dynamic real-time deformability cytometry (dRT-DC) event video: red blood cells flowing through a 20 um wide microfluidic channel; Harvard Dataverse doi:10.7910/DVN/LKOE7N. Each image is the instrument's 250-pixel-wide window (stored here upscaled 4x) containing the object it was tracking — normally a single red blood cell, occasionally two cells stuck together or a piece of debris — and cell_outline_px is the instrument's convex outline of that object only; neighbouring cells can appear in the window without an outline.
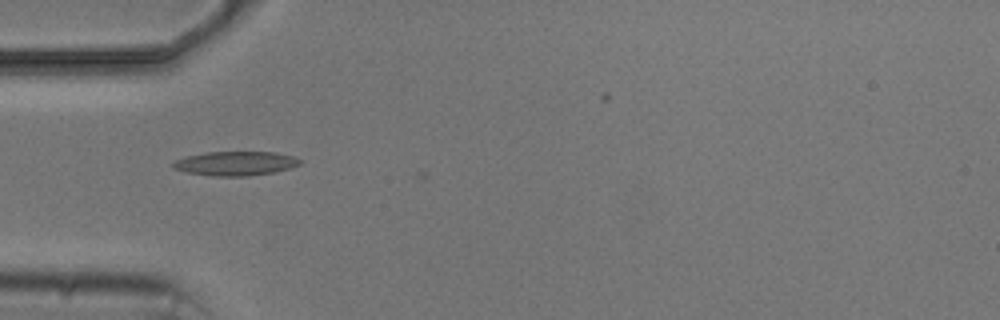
{"species": "common noctule bat (a hibernating species)", "species_latin": "Nyctalus noctula", "temperature_condition": "cold", "stored_images_in_passage": 5, "camera_frame_rate_fps": 3000, "um_per_image_px": 0.085, "animal": {"sex": "male", "body_mass_g": 20.5, "forearm_length_mm": 52.5}, "frame": {"image": 1, "passage_image": 4, "time_ms": 3.333, "image_size_px": [1000, 320], "cell_outline_px": [[304, 160], [300, 164], [276, 172], [248, 176], [212, 176], [188, 172], [172, 168], [172, 160], [188, 156], [208, 152], [276, 152], [292, 156]], "centroid_in_image_um": [20.02, 13.89], "position_along_channel_um": 65.0, "area_um2": 17.92}}
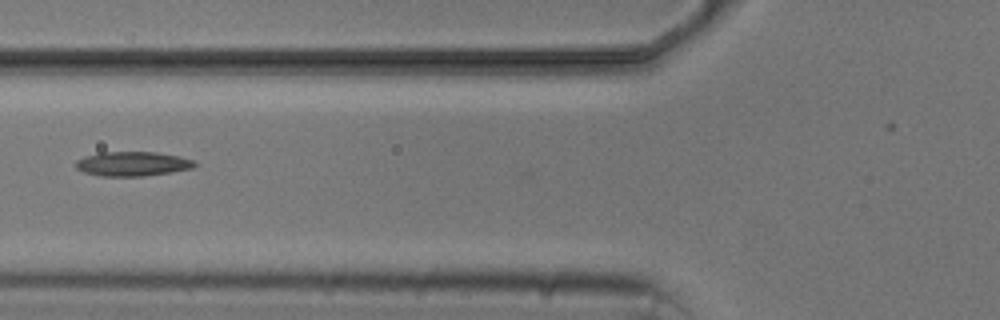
{"frame": {"image": 2, "passage_image": 5, "time_ms": 4.667, "image_size_px": [1000, 320], "cell_outline_px": [[196, 164], [192, 168], [172, 172], [144, 176], [100, 176], [84, 172], [76, 168], [76, 160], [84, 156], [100, 152], [156, 152], [180, 156], [196, 160]], "centroid_in_image_um": [11.28, 13.92], "position_along_channel_um": 114.5, "area_um2": 17.05}}